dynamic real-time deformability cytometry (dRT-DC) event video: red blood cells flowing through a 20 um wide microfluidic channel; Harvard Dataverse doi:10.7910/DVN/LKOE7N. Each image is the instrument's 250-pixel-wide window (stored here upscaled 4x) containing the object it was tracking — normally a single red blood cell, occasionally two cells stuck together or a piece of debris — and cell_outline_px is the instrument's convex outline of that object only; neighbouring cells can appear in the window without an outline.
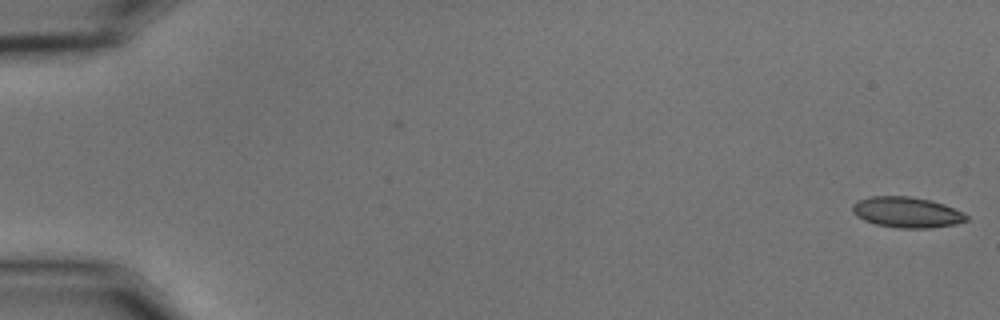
{"species": "common noctule bat (a hibernating species)", "species_latin": "Nyctalus noctula", "temperature_condition": "cold", "stored_images_in_passage": 16, "camera_frame_rate_fps": 3000, "um_per_image_px": 0.085, "animal": {"sex": "male", "body_mass_g": 15.6}, "frame": {"image": 1, "passage_image": 1, "time_ms": 0.0, "image_size_px": [1000, 320], "cell_outline_px": [[968, 220], [956, 224], [932, 228], [900, 228], [876, 224], [864, 220], [856, 216], [852, 212], [852, 204], [868, 196], [908, 196], [932, 200], [944, 204], [964, 212], [968, 216]], "centroid_in_image_um": [77.1, 18.04], "position_along_channel_um": 7.9, "area_um2": 20.52}}
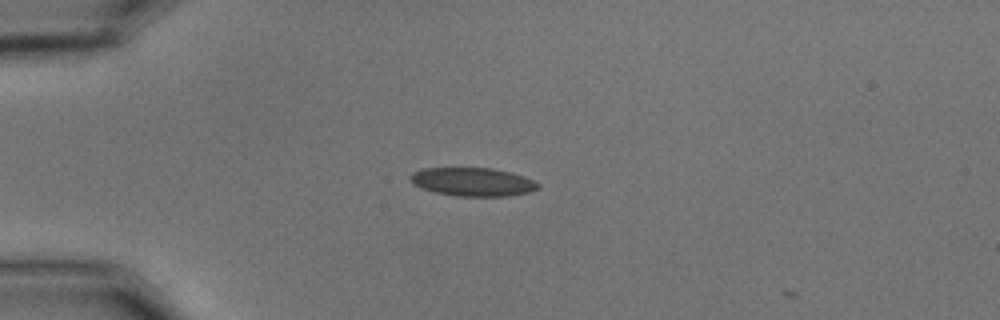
{"frame": {"image": 2, "passage_image": 15, "time_ms": 4.667, "image_size_px": [1000, 320], "cell_outline_px": [[540, 188], [532, 192], [508, 196], [456, 196], [436, 192], [424, 188], [416, 184], [408, 176], [412, 172], [424, 168], [492, 168], [524, 176], [540, 184]], "centroid_in_image_um": [40.23, 15.46], "position_along_channel_um": 44.8, "area_um2": 21.04}}